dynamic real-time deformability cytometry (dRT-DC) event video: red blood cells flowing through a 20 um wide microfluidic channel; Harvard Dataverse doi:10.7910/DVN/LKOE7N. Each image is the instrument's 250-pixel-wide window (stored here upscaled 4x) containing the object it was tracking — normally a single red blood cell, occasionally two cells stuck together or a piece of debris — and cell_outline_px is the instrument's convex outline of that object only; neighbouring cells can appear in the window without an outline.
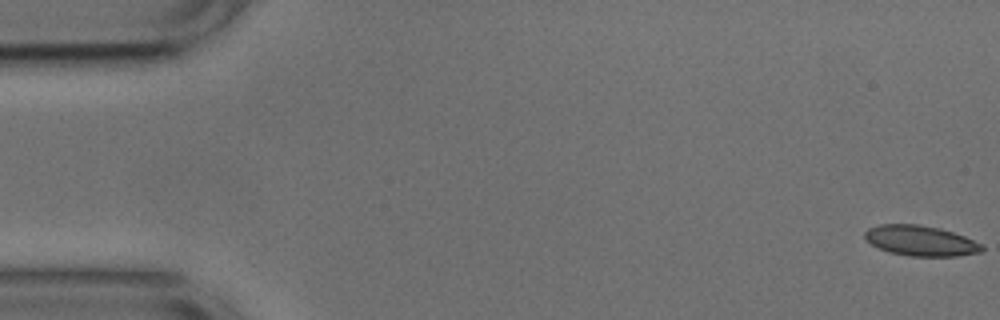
{"species": "common noctule bat (a hibernating species)", "species_latin": "Nyctalus noctula", "temperature_condition": "cold", "stored_images_in_passage": 54, "camera_frame_rate_fps": 3000, "um_per_image_px": 0.085, "animal": {"sex": "male", "body_mass_g": 17.9, "forearm_length_mm": 54.2}, "frame": {"image": 1, "passage_image": 1, "time_ms": 0.0, "image_size_px": [1000, 320], "cell_outline_px": [[984, 252], [956, 256], [912, 256], [888, 252], [872, 244], [864, 236], [864, 232], [868, 228], [880, 224], [920, 224], [940, 228], [964, 236], [984, 244]], "centroid_in_image_um": [78.3, 20.46], "position_along_channel_um": 6.7, "area_um2": 20.81}}
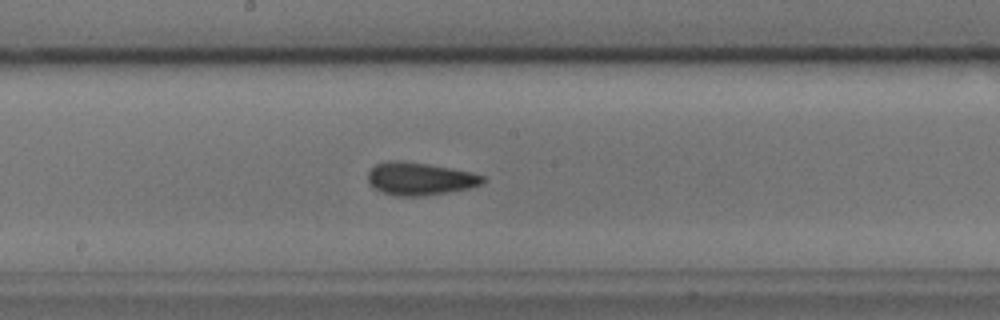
{"frame": {"image": 2, "passage_image": 28, "time_ms": 9.0, "image_size_px": [1000, 320], "cell_outline_px": [[488, 180], [484, 184], [468, 188], [448, 192], [420, 196], [396, 196], [384, 192], [368, 184], [368, 172], [376, 164], [388, 160], [396, 160], [428, 164], [452, 168], [472, 172], [484, 176]], "centroid_in_image_um": [35.72, 15.19], "position_along_channel_um": 212.5, "area_um2": 21.96}}
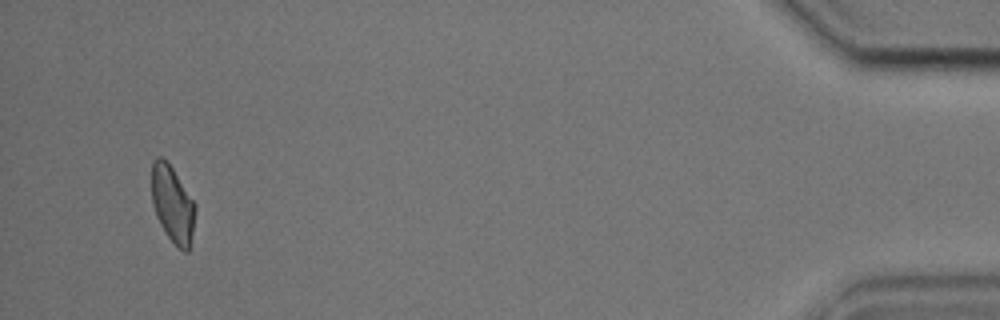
{"frame": {"image": 3, "passage_image": 51, "time_ms": 16.667, "image_size_px": [1000, 320], "cell_outline_px": [[196, 208], [192, 232], [188, 252], [184, 252], [168, 236], [160, 224], [156, 216], [152, 204], [152, 160], [156, 156], [160, 156], [172, 168], [196, 204]], "centroid_in_image_um": [14.65, 17.33], "position_along_channel_um": 420.5, "area_um2": 19.19}, "authors_computed_cell_mechanics": {"area_um2": 20.6346, "velocity_mm_per_s": 3.7418, "shape_relaxation_time_tau1_ms": 5.3701, "shape_relaxation_time_tau2_ms": 3.3308, "deformation_change_tau1": 0.1049, "deformation_change_tau2": 0.0935}}